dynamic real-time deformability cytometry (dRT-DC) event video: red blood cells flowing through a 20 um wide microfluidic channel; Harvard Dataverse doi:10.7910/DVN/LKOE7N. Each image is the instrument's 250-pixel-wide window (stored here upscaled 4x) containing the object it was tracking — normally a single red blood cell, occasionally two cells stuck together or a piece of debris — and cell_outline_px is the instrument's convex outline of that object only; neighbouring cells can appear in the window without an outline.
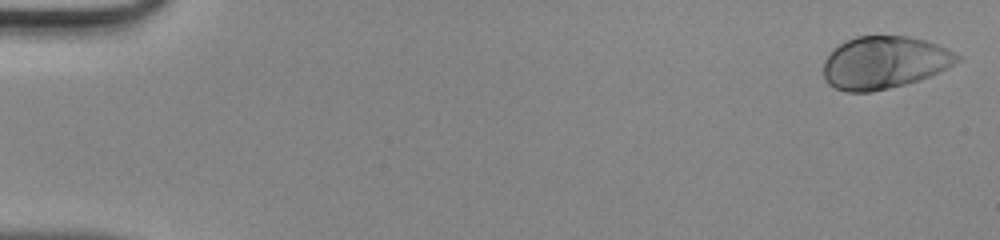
{"species": "human", "species_latin": "Homo sapiens", "temperature_condition": "room temperature", "stored_images_in_passage": 48, "camera_frame_rate_fps": 3000, "um_per_image_px": 0.085, "donor": {"sex": "male"}, "frame": {"image": 1, "passage_image": 1, "time_ms": 0.0, "image_size_px": [1000, 240], "cell_outline_px": [[964, 56], [960, 60], [920, 80], [872, 92], [844, 92], [828, 84], [824, 76], [824, 60], [840, 44], [856, 36], [908, 36], [924, 40], [948, 48]], "centroid_in_image_um": [75.17, 5.31], "position_along_channel_um": 9.8, "area_um2": 40.63}}
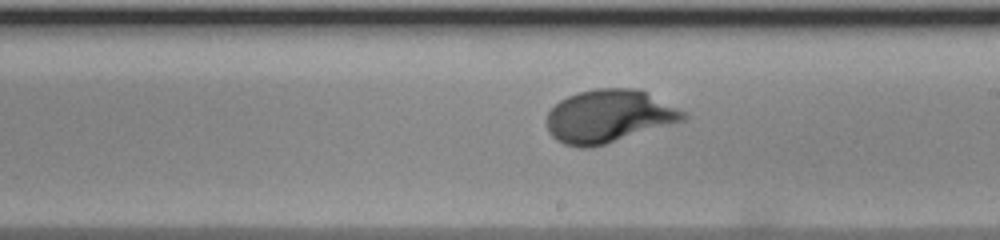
{"frame": {"image": 2, "passage_image": 28, "time_ms": 9.0, "image_size_px": [1000, 240], "cell_outline_px": [[688, 116], [684, 120], [604, 144], [588, 148], [580, 148], [564, 144], [556, 140], [548, 132], [548, 112], [560, 100], [568, 96], [580, 92], [596, 88], [636, 88], [684, 112]], "centroid_in_image_um": [51.69, 9.89], "position_along_channel_um": 237.3, "area_um2": 41.27}}
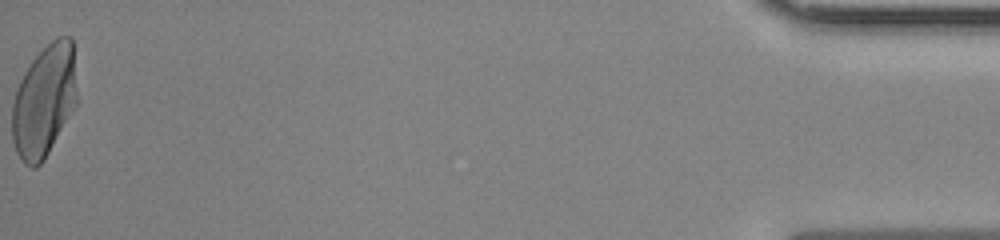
{"frame": {"image": 3, "passage_image": 48, "time_ms": 15.667, "image_size_px": [1000, 240], "cell_outline_px": [[76, 104], [44, 160], [36, 168], [32, 168], [24, 164], [16, 152], [12, 140], [12, 104], [20, 80], [24, 72], [32, 60], [56, 36], [72, 36], [76, 92]], "centroid_in_image_um": [3.73, 8.59], "position_along_channel_um": 431.5, "area_um2": 42.14}}